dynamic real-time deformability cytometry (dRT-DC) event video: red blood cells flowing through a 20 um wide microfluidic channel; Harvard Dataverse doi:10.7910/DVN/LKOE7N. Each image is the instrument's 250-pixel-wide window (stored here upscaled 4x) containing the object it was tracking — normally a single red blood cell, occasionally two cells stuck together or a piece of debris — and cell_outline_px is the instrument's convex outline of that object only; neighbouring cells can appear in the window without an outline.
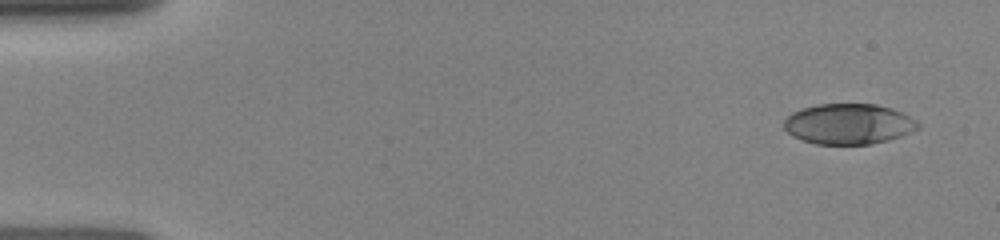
{"species": "human", "species_latin": "Homo sapiens", "temperature_condition": "room temperature", "stored_images_in_passage": 9, "camera_frame_rate_fps": 3000, "um_per_image_px": 0.085, "donor": {"sex": "female"}, "frame": {"image": 1, "passage_image": 1, "time_ms": 0.0, "image_size_px": [1000, 240], "cell_outline_px": [[920, 128], [900, 136], [888, 140], [872, 144], [816, 144], [792, 136], [784, 128], [784, 120], [792, 112], [816, 104], [876, 104], [892, 108], [916, 120], [920, 124]], "centroid_in_image_um": [72.13, 10.53], "position_along_channel_um": 12.9, "area_um2": 31.56}}
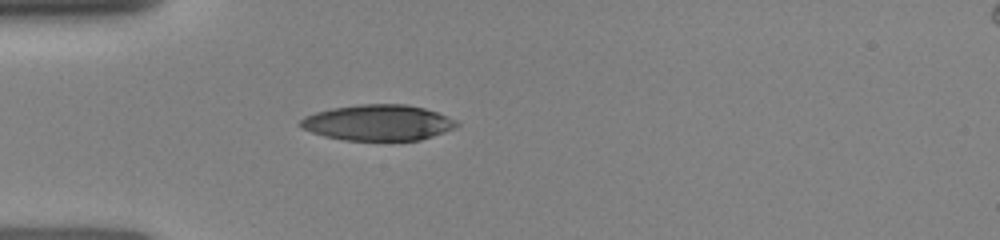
{"frame": {"image": 2, "passage_image": 6, "time_ms": 3.667, "image_size_px": [1000, 240], "cell_outline_px": [[460, 124], [456, 128], [420, 140], [344, 140], [324, 136], [300, 128], [300, 120], [304, 116], [316, 112], [332, 108], [360, 104], [404, 104], [424, 108], [436, 112], [456, 120]], "centroid_in_image_um": [32.13, 10.42], "position_along_channel_um": 52.9, "area_um2": 32.54}}
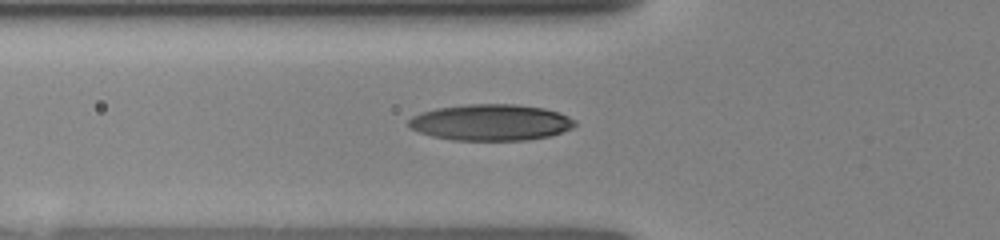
{"frame": {"image": 3, "passage_image": 8, "time_ms": 4.667, "image_size_px": [1000, 240], "cell_outline_px": [[576, 124], [572, 128], [548, 136], [528, 140], [452, 140], [432, 136], [420, 132], [412, 128], [408, 124], [408, 120], [412, 116], [420, 112], [436, 108], [468, 104], [516, 104], [544, 108], [568, 116], [576, 120]], "centroid_in_image_um": [41.7, 10.4], "position_along_channel_um": 84.1, "area_um2": 35.08}}